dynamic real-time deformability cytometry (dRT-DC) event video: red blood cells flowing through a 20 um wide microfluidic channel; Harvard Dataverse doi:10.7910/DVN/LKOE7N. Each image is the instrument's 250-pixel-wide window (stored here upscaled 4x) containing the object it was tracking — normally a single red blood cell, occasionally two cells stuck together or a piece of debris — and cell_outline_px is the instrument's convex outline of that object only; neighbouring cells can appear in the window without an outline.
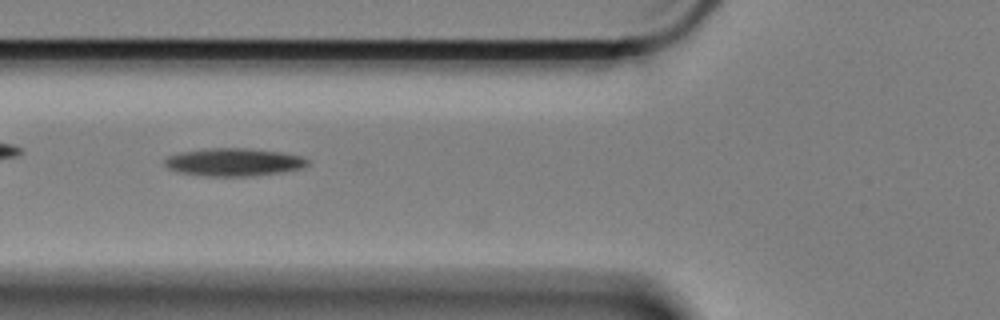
{"species": "Egyptian fruit bat (a non-hibernating species)", "species_latin": "Rousettus aegyptiacus", "temperature_condition": "cold", "stored_images_in_passage": 34, "camera_frame_rate_fps": 3000, "um_per_image_px": 0.085, "animal": {"sex": "female"}, "frame": {"image": 1, "passage_image": 4, "time_ms": 1.0, "image_size_px": [1000, 320], "cell_outline_px": [[308, 164], [304, 168], [280, 172], [252, 176], [204, 176], [176, 172], [168, 168], [164, 164], [164, 160], [168, 156], [180, 152], [204, 148], [248, 148], [280, 152], [300, 156], [308, 160]], "centroid_in_image_um": [19.83, 13.78], "position_along_channel_um": 106.0, "area_um2": 23.29}}
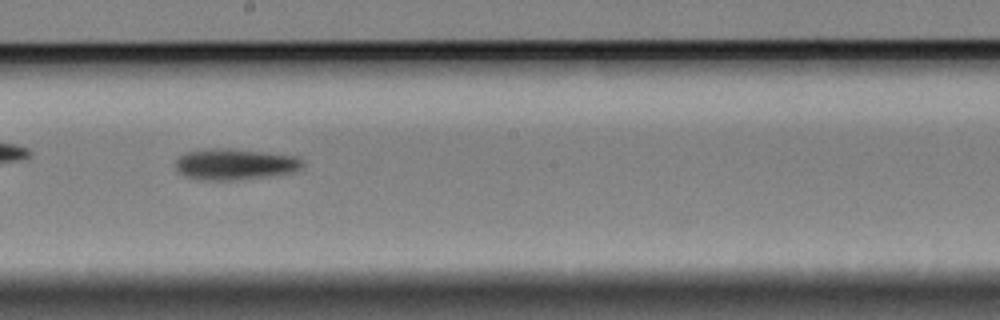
{"frame": {"image": 2, "passage_image": 15, "time_ms": 4.667, "image_size_px": [1000, 320], "cell_outline_px": [[304, 164], [296, 172], [268, 176], [236, 180], [196, 180], [184, 176], [176, 172], [176, 160], [180, 156], [188, 152], [212, 148], [228, 148], [264, 152], [296, 156], [304, 160]], "centroid_in_image_um": [19.96, 13.97], "position_along_channel_um": 228.2, "area_um2": 23.24}}
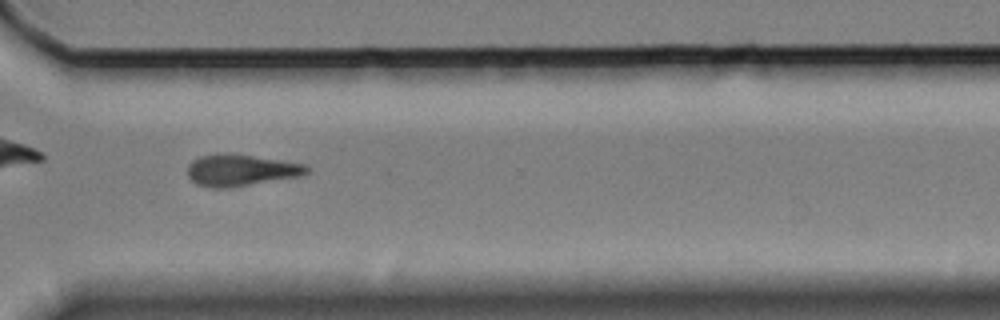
{"frame": {"image": 3, "passage_image": 26, "time_ms": 8.333, "image_size_px": [1000, 320], "cell_outline_px": [[308, 172], [304, 176], [224, 188], [212, 188], [196, 184], [188, 176], [188, 164], [192, 160], [200, 156], [252, 156], [308, 164]], "centroid_in_image_um": [20.53, 14.51], "position_along_channel_um": 350.1, "area_um2": 21.27}}